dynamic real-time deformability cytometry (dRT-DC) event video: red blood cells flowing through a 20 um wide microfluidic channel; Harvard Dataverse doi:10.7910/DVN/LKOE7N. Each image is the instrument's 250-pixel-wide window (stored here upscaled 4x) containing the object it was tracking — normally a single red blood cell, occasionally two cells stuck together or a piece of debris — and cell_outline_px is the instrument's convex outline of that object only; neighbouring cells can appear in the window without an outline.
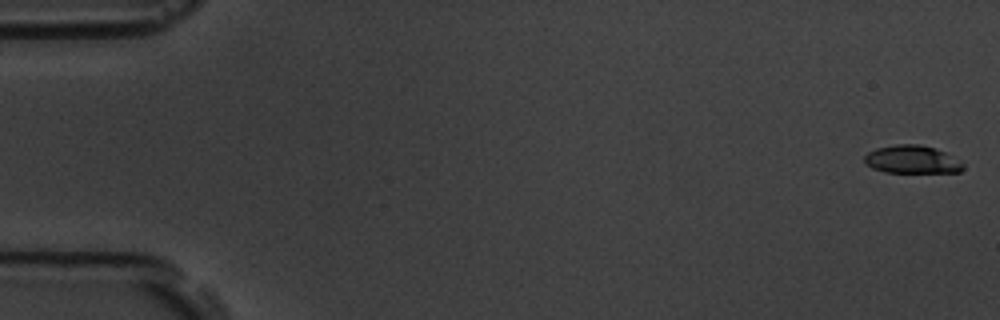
{"species": "common noctule bat (a hibernating species)", "species_latin": "Nyctalus noctula", "temperature_condition": "room temperature", "stored_images_in_passage": 4, "camera_frame_rate_fps": 3000, "um_per_image_px": 0.085, "animal": {"sex": "male", "body_mass_g": 19.5, "forearm_length_mm": 54.6}, "frame": {"image": 1, "passage_image": 1, "time_ms": 0.0, "image_size_px": [1000, 320], "cell_outline_px": [[964, 168], [960, 172], [884, 172], [872, 168], [864, 164], [864, 156], [868, 152], [876, 148], [896, 144], [920, 144], [944, 152], [964, 164]], "centroid_in_image_um": [77.47, 13.56], "position_along_channel_um": 7.5, "area_um2": 16.01}}